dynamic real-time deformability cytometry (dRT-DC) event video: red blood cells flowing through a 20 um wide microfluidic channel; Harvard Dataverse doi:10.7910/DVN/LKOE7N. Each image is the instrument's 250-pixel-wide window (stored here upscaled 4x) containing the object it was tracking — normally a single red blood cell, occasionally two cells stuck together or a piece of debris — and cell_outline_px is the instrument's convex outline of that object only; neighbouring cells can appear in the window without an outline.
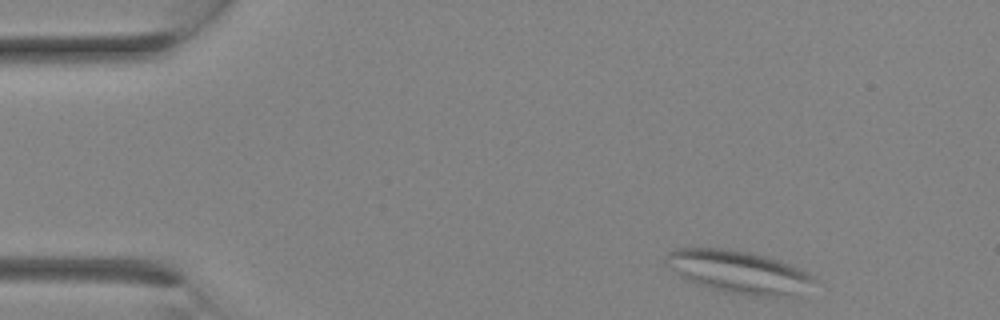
{"species": "Egyptian fruit bat (a non-hibernating species)", "species_latin": "Rousettus aegyptiacus", "temperature_condition": "room temperature", "stored_images_in_passage": 11, "camera_frame_rate_fps": 3000, "um_per_image_px": 0.085, "animal": {"sex": "female"}, "frame": {"image": 1, "passage_image": 1, "time_ms": 0.0, "image_size_px": [1000, 320], "cell_outline_px": [[816, 280], [792, 296], [748, 296], [724, 292], [708, 288], [696, 284], [680, 276], [668, 268], [664, 260], [668, 252], [676, 248], [732, 248], [764, 256], [792, 264], [816, 276]], "centroid_in_image_um": [62.74, 23.1], "position_along_channel_um": 22.3, "area_um2": 37.05}}
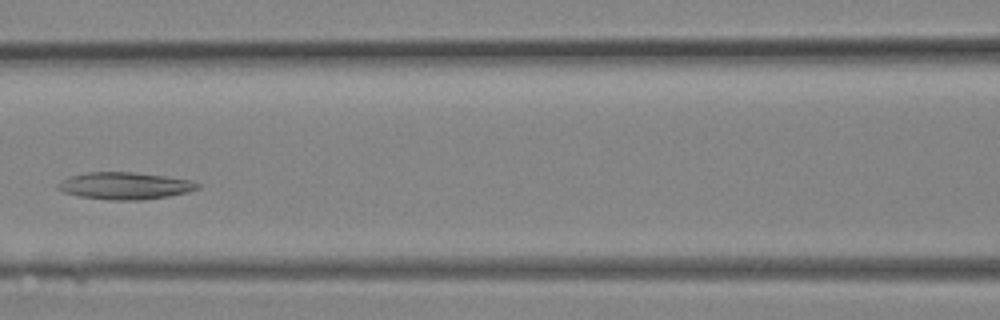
{"frame": {"image": 2, "passage_image": 10, "time_ms": 3.0, "image_size_px": [1000, 320], "cell_outline_px": [[200, 188], [188, 192], [168, 196], [144, 200], [112, 200], [80, 196], [64, 192], [56, 188], [56, 184], [60, 180], [68, 176], [88, 172], [136, 172], [168, 176], [192, 180], [200, 184]], "centroid_in_image_um": [10.62, 15.78], "position_along_channel_um": 156.0, "area_um2": 22.31}}